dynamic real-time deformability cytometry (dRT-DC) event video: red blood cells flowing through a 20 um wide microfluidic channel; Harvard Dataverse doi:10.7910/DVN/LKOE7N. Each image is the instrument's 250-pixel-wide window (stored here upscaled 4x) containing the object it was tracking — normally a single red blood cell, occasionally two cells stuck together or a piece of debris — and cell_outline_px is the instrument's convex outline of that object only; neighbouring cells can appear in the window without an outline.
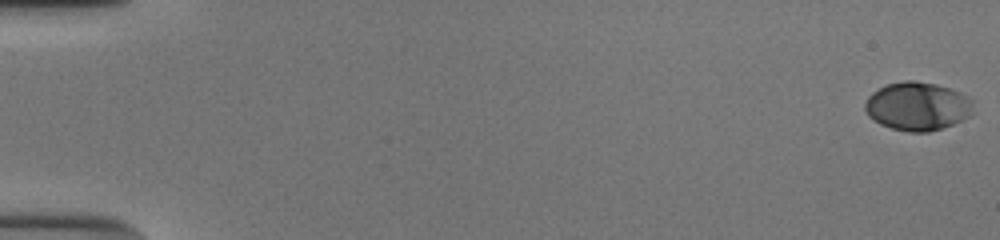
{"species": "human", "species_latin": "Homo sapiens", "temperature_condition": "cold", "stored_images_in_passage": 55, "camera_frame_rate_fps": 3000, "um_per_image_px": 0.085, "donor": {"sex": "male"}, "frame": {"image": 1, "passage_image": 1, "time_ms": 0.0, "image_size_px": [1000, 240], "cell_outline_px": [[972, 112], [968, 116], [952, 124], [928, 132], [908, 132], [892, 128], [880, 124], [872, 120], [868, 116], [864, 108], [864, 104], [868, 96], [872, 92], [888, 84], [904, 80], [916, 80], [936, 84], [960, 92], [968, 96], [972, 100]], "centroid_in_image_um": [77.95, 9.02], "position_along_channel_um": 7.1, "area_um2": 30.52}}
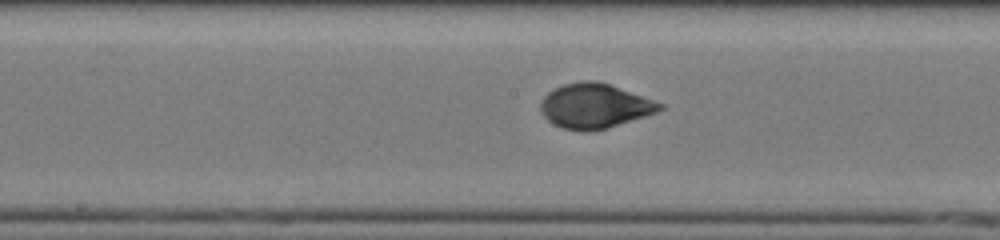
{"frame": {"image": 2, "passage_image": 30, "time_ms": 9.667, "image_size_px": [1000, 240], "cell_outline_px": [[664, 108], [656, 112], [608, 128], [588, 132], [580, 132], [560, 128], [552, 124], [540, 112], [540, 100], [548, 92], [564, 84], [580, 80], [596, 80], [608, 84], [664, 104]], "centroid_in_image_um": [50.48, 9.02], "position_along_channel_um": 197.7, "area_um2": 31.1}}
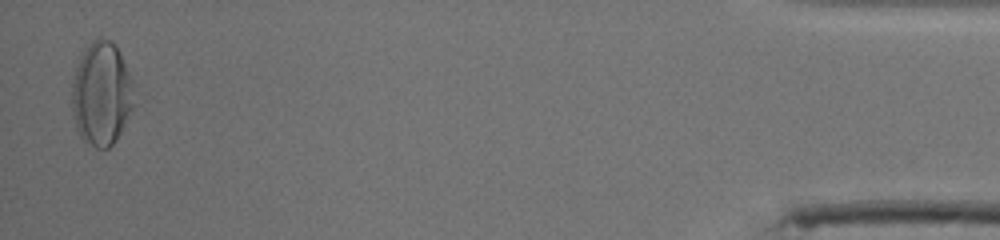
{"frame": {"image": 3, "passage_image": 54, "time_ms": 17.667, "image_size_px": [1000, 240], "cell_outline_px": [[132, 108], [116, 140], [108, 148], [96, 148], [84, 140], [80, 136], [76, 128], [72, 116], [72, 80], [80, 56], [84, 48], [92, 40], [100, 36], [108, 40], [120, 52], [132, 80]], "centroid_in_image_um": [8.59, 7.96], "position_along_channel_um": 426.6, "area_um2": 37.22}, "authors_computed_cell_mechanics": {"area_um2": 30.4606, "velocity_mm_per_s": 3.8593, "shape_relaxation_time_tau1_ms": 4.5978, "shape_relaxation_time_tau2_ms": null, "deformation_change_tau1": 0.1945, "deformation_change_tau2": null}}